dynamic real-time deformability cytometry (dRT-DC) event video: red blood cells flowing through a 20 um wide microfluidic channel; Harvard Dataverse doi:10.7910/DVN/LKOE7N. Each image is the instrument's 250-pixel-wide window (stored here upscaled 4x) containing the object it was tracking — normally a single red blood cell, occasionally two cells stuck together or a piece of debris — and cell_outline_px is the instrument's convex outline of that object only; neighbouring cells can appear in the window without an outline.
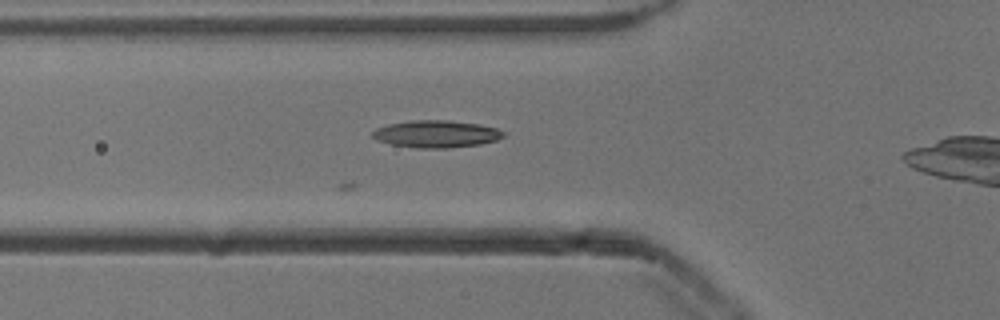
{"species": "common noctule bat (a hibernating species)", "species_latin": "Nyctalus noctula", "temperature_condition": "cold", "stored_images_in_passage": 19, "camera_frame_rate_fps": 3000, "um_per_image_px": 0.085, "animal": {"sex": "male", "body_mass_g": 13.3}, "frame": {"image": 1, "passage_image": 7, "time_ms": 2.0, "image_size_px": [1000, 320], "cell_outline_px": [[504, 136], [496, 140], [480, 144], [448, 148], [416, 148], [392, 144], [376, 140], [372, 136], [372, 132], [376, 128], [388, 124], [412, 120], [448, 120], [480, 124], [496, 128], [504, 132]], "centroid_in_image_um": [37.07, 11.38], "position_along_channel_um": 88.7, "area_um2": 20.75}}
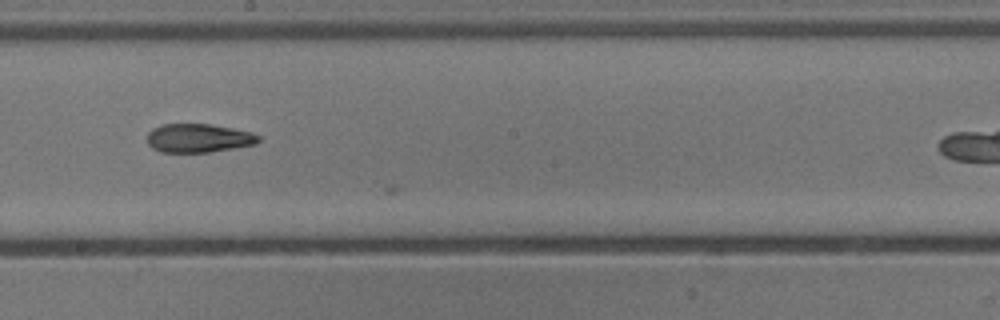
{"frame": {"image": 2, "passage_image": 18, "time_ms": 5.667, "image_size_px": [1000, 320], "cell_outline_px": [[260, 140], [256, 144], [208, 152], [160, 152], [152, 148], [148, 144], [148, 132], [152, 128], [160, 124], [212, 124], [252, 132], [260, 136]], "centroid_in_image_um": [16.86, 11.73], "position_along_channel_um": 231.3, "area_um2": 18.67}}